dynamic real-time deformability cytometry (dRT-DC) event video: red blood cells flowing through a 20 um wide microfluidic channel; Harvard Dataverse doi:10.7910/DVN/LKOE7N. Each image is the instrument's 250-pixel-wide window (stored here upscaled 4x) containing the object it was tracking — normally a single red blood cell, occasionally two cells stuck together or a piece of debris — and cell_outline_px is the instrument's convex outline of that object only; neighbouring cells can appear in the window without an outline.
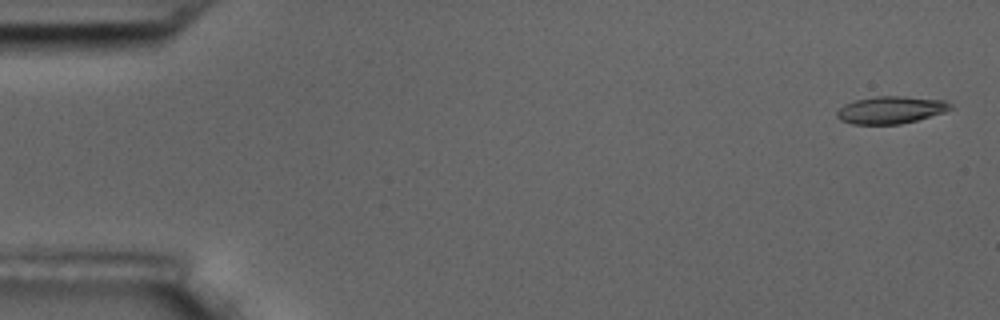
{"species": "common noctule bat (a hibernating species)", "species_latin": "Nyctalus noctula", "temperature_condition": "room temperature", "stored_images_in_passage": 6, "segment_of_instrument_passage": [1, 2], "camera_frame_rate_fps": 3000, "um_per_image_px": 0.085, "animal": {"sex": "male", "body_mass_g": 17.5, "forearm_length_mm": 52.3}, "frame": {"image": 1, "passage_image": 1, "time_ms": 0.0, "image_size_px": [1000, 320], "cell_outline_px": [[956, 108], [944, 112], [916, 120], [900, 124], [852, 124], [840, 120], [836, 116], [836, 112], [844, 104], [856, 100], [876, 96], [904, 96], [944, 100], [952, 104]], "centroid_in_image_um": [75.73, 9.34], "position_along_channel_um": 9.3, "area_um2": 18.15}}